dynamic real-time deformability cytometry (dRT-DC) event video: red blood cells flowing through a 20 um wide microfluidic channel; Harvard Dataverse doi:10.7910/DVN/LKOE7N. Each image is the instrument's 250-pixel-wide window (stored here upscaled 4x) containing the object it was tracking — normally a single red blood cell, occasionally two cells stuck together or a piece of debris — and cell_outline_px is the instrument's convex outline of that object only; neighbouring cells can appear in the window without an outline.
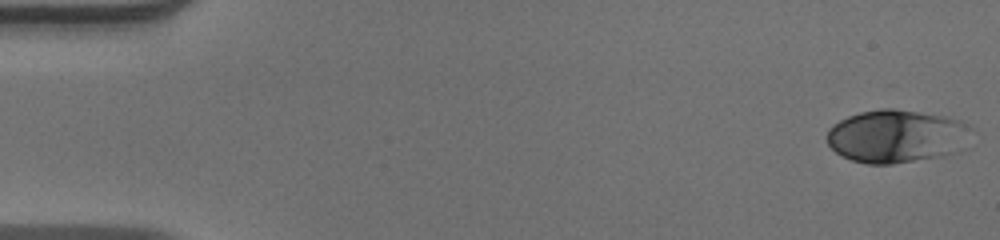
{"species": "human", "species_latin": "Homo sapiens", "temperature_condition": "warm", "stored_images_in_passage": 52, "camera_frame_rate_fps": 3000, "um_per_image_px": 0.085, "donor": {"sex": "male"}, "frame": {"image": 1, "passage_image": 1, "time_ms": 0.0, "image_size_px": [1000, 240], "cell_outline_px": [[972, 128], [956, 152], [944, 156], [892, 164], [868, 164], [852, 160], [836, 152], [828, 144], [828, 128], [832, 124], [848, 116], [860, 112], [880, 108], [892, 108], [944, 116], [960, 120], [968, 124]], "centroid_in_image_um": [76.17, 11.57], "position_along_channel_um": 8.8, "area_um2": 44.33}}
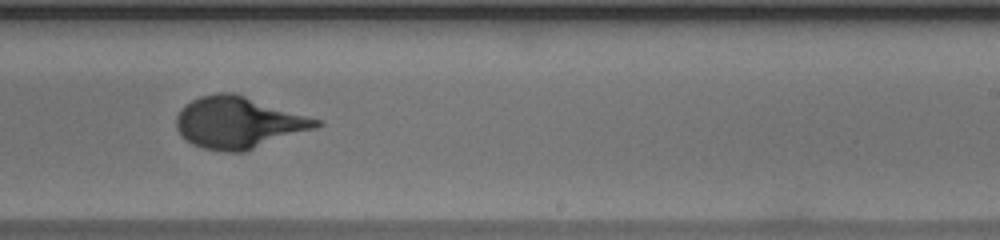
{"frame": {"image": 2, "passage_image": 32, "time_ms": 10.333, "image_size_px": [1000, 240], "cell_outline_px": [[324, 124], [316, 128], [244, 152], [224, 152], [204, 148], [192, 144], [180, 136], [176, 128], [176, 116], [180, 108], [184, 104], [200, 96], [220, 92], [232, 92], [324, 120]], "centroid_in_image_um": [20.28, 10.42], "position_along_channel_um": 268.7, "area_um2": 42.48}}
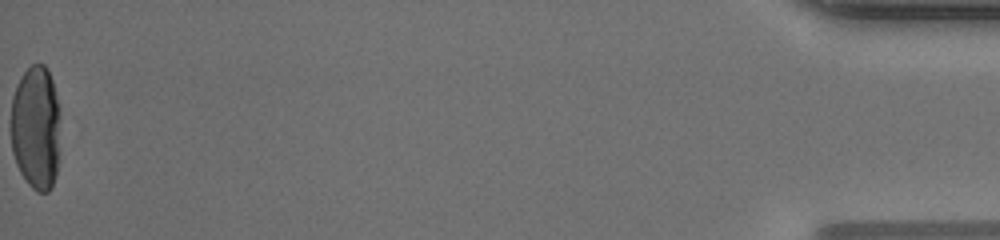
{"frame": {"image": 3, "passage_image": 52, "time_ms": 17.0, "image_size_px": [1000, 240], "cell_outline_px": [[60, 108], [56, 176], [52, 188], [48, 192], [36, 192], [28, 184], [20, 172], [16, 164], [12, 152], [12, 96], [16, 84], [20, 76], [32, 64], [44, 64], [48, 68], [52, 80]], "centroid_in_image_um": [3.05, 10.85], "position_along_channel_um": 432.1, "area_um2": 36.07}}